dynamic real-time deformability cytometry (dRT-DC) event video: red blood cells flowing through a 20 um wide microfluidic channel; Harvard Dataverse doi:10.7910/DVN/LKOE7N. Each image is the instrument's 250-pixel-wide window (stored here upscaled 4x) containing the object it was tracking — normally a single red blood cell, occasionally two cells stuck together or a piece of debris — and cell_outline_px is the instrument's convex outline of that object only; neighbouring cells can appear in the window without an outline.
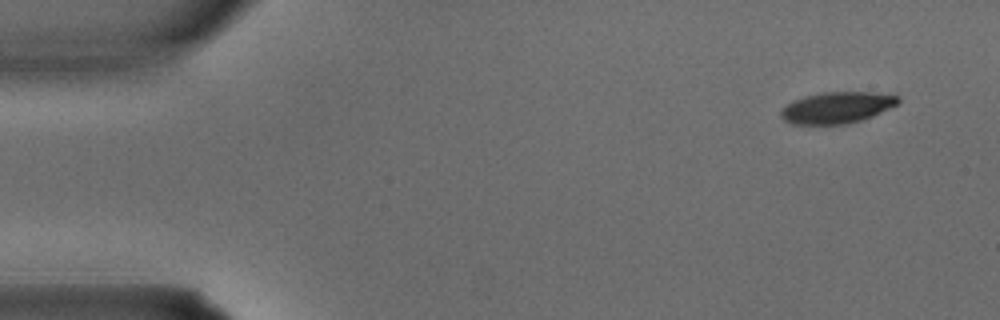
{"species": "common noctule bat (a hibernating species)", "species_latin": "Nyctalus noctula", "temperature_condition": "warm", "stored_images_in_passage": 3, "camera_frame_rate_fps": 3000, "um_per_image_px": 0.085, "animal": {"sex": "male", "body_mass_g": 15.6}, "frame": {"image": 1, "passage_image": 1, "time_ms": 0.0, "image_size_px": [1000, 320], "cell_outline_px": [[900, 100], [896, 104], [872, 116], [860, 120], [844, 124], [792, 124], [784, 120], [780, 116], [780, 108], [792, 100], [824, 92], [876, 92], [900, 96]], "centroid_in_image_um": [71.1, 9.14], "position_along_channel_um": 13.9, "area_um2": 21.33}}